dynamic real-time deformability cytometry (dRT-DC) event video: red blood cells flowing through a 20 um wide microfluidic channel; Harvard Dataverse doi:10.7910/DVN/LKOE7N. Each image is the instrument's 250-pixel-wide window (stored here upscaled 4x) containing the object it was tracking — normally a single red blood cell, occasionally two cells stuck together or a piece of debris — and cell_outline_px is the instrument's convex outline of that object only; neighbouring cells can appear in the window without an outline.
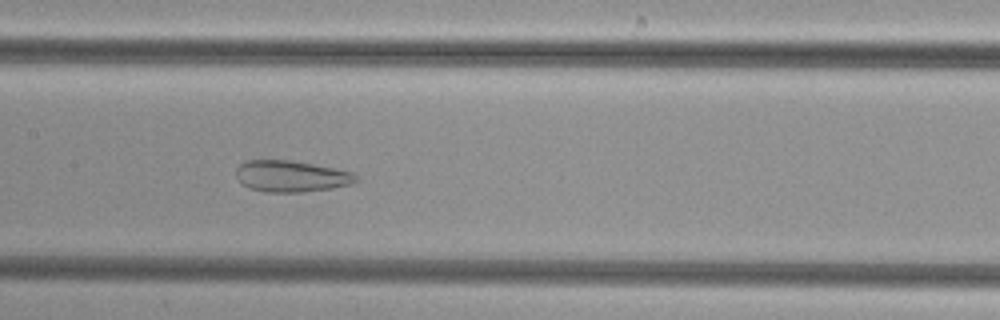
{"species": "common noctule bat (a hibernating species)", "species_latin": "Nyctalus noctula", "temperature_condition": "cold", "stored_images_in_passage": 48, "camera_frame_rate_fps": 3000, "um_per_image_px": 0.085, "animal": {"sex": "female", "body_mass_g": 29.2, "forearm_length_mm": 56.3}, "frame": {"image": 1, "passage_image": 22, "time_ms": 7.0, "image_size_px": [1000, 320], "cell_outline_px": [[360, 180], [352, 184], [332, 188], [304, 192], [264, 192], [248, 188], [236, 176], [236, 168], [240, 164], [248, 160], [292, 160], [352, 172]], "centroid_in_image_um": [24.75, 14.99], "position_along_channel_um": 182.6, "area_um2": 21.91}}
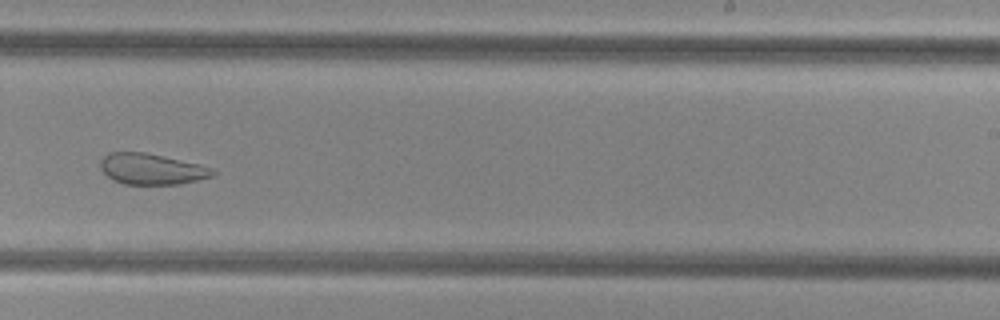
{"frame": {"image": 2, "passage_image": 29, "time_ms": 9.333, "image_size_px": [1000, 320], "cell_outline_px": [[216, 172], [212, 176], [180, 184], [124, 184], [112, 180], [100, 168], [100, 160], [108, 152], [144, 152], [200, 164], [216, 168]], "centroid_in_image_um": [12.89, 14.36], "position_along_channel_um": 276.1, "area_um2": 20.29}}
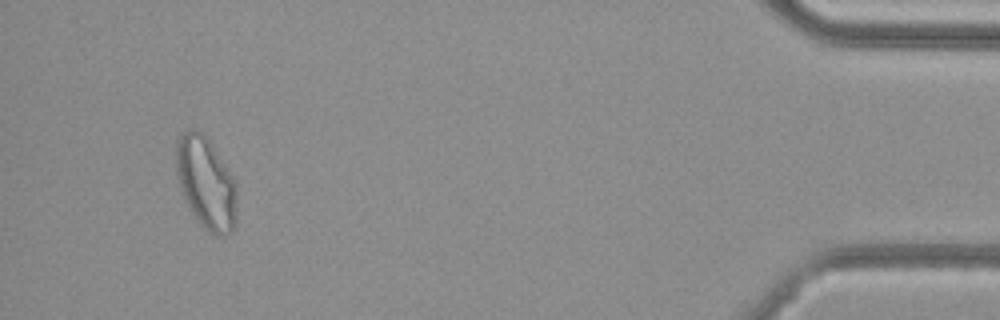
{"frame": {"image": 3, "passage_image": 45, "time_ms": 14.667, "image_size_px": [1000, 320], "cell_outline_px": [[236, 220], [232, 232], [228, 236], [216, 236], [208, 232], [196, 220], [184, 200], [176, 176], [176, 140], [188, 128], [196, 128], [204, 132], [208, 136], [236, 180]], "centroid_in_image_um": [17.51, 15.53], "position_along_channel_um": 417.7, "area_um2": 33.58}}